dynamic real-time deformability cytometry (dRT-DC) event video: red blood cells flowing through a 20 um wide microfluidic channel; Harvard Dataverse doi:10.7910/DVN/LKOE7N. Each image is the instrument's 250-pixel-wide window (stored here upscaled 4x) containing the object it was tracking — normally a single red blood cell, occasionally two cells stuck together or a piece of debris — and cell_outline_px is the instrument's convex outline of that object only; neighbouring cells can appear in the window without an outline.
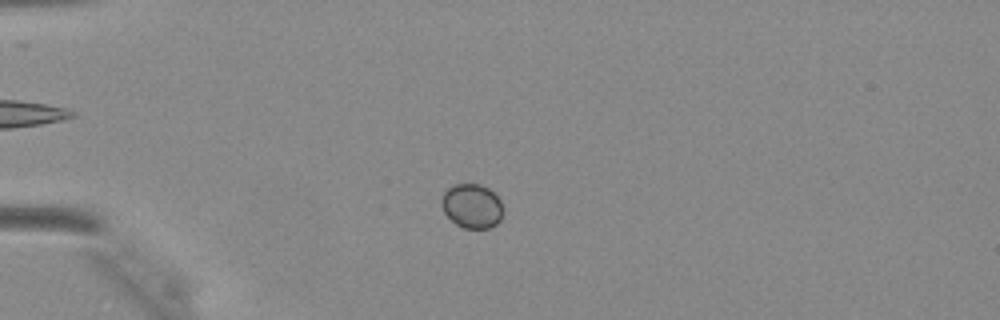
{"species": "Egyptian fruit bat (a non-hibernating species)", "species_latin": "Rousettus aegyptiacus", "temperature_condition": "warm", "stored_images_in_passage": 40, "camera_frame_rate_fps": 3000, "um_per_image_px": 0.085, "animal": {"sex": "female"}, "frame": {"image": 1, "passage_image": 7, "time_ms": 2.0, "image_size_px": [1000, 320], "cell_outline_px": [[504, 212], [500, 220], [496, 224], [488, 228], [464, 228], [456, 224], [444, 212], [440, 200], [444, 192], [452, 184], [480, 184], [488, 188], [500, 200], [504, 208]], "centroid_in_image_um": [40.12, 17.5], "position_along_channel_um": 44.9, "area_um2": 15.95}}
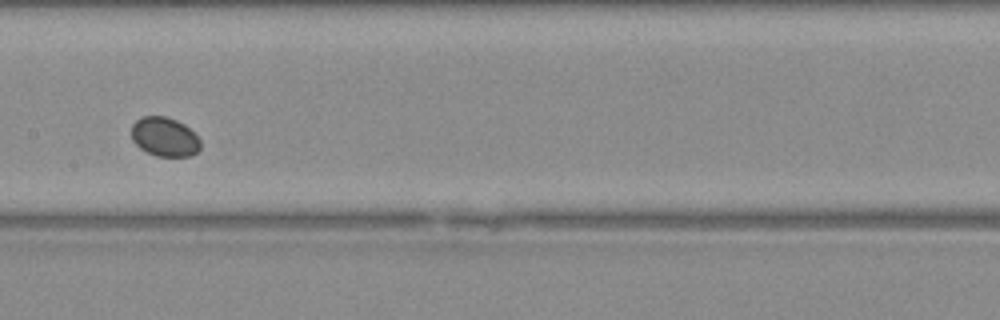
{"frame": {"image": 2, "passage_image": 19, "time_ms": 6.0, "image_size_px": [1000, 320], "cell_outline_px": [[200, 148], [192, 156], [156, 156], [140, 148], [132, 140], [132, 124], [136, 120], [144, 116], [164, 116], [176, 120], [184, 124], [200, 140]], "centroid_in_image_um": [13.98, 11.63], "position_along_channel_um": 193.4, "area_um2": 15.61}}
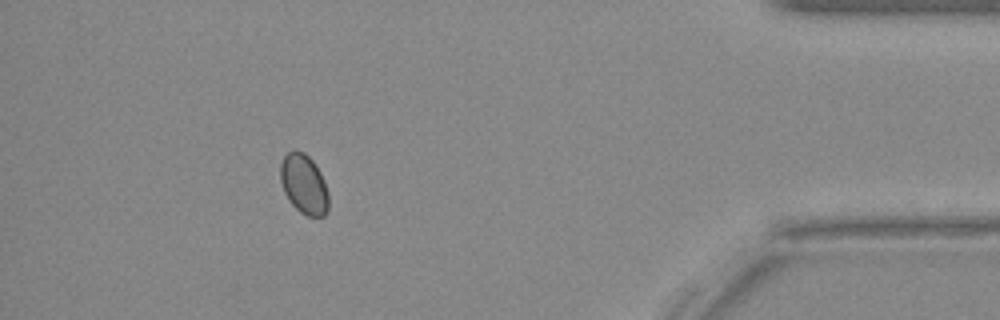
{"frame": {"image": 3, "passage_image": 36, "time_ms": 11.667, "image_size_px": [1000, 320], "cell_outline_px": [[328, 212], [324, 216], [308, 216], [300, 212], [292, 204], [284, 192], [280, 180], [280, 164], [284, 156], [288, 152], [304, 152], [316, 164], [324, 180], [328, 192]], "centroid_in_image_um": [25.84, 15.67], "position_along_channel_um": 409.4, "area_um2": 16.7}}